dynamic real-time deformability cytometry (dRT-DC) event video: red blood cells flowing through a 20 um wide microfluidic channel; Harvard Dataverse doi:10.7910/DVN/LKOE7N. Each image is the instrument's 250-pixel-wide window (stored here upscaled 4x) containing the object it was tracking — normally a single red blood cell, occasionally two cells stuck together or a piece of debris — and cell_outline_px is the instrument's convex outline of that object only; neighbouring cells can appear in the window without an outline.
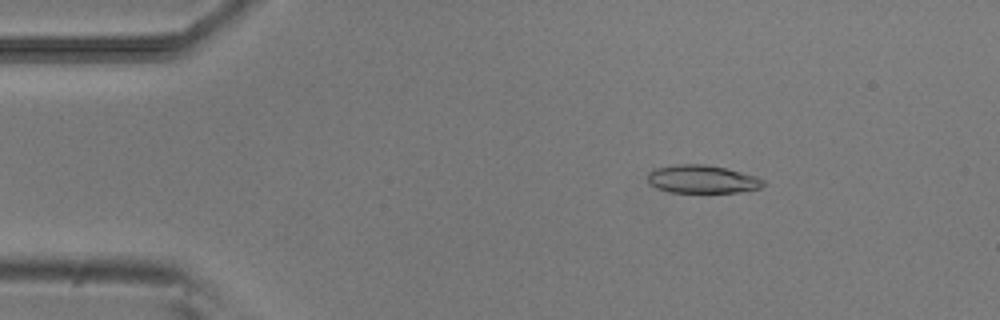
{"species": "common noctule bat (a hibernating species)", "species_latin": "Nyctalus noctula", "temperature_condition": "room temperature", "stored_images_in_passage": 52, "camera_frame_rate_fps": 3000, "um_per_image_px": 0.085, "animal": {"sex": "male", "body_mass_g": 20.5, "forearm_length_mm": 52.5}, "frame": {"image": 1, "passage_image": 8, "time_ms": 2.333, "image_size_px": [1000, 320], "cell_outline_px": [[764, 184], [760, 188], [740, 192], [668, 192], [656, 188], [648, 184], [648, 172], [656, 168], [676, 164], [704, 164], [724, 168], [756, 176], [764, 180]], "centroid_in_image_um": [59.65, 15.23], "position_along_channel_um": 25.4, "area_um2": 18.9}}
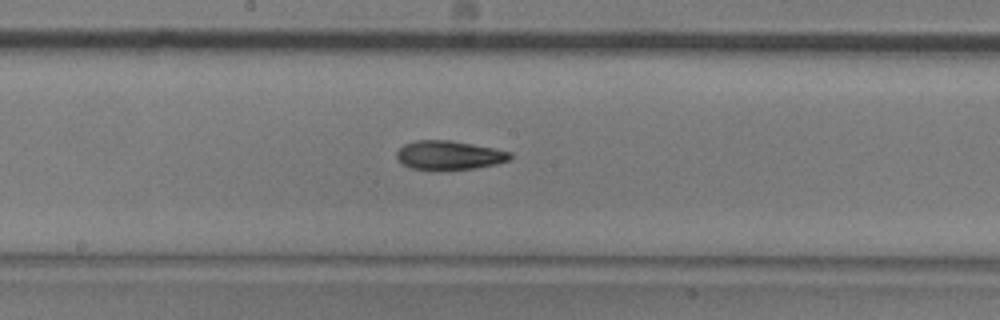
{"frame": {"image": 2, "passage_image": 27, "time_ms": 8.667, "image_size_px": [1000, 320], "cell_outline_px": [[512, 156], [508, 160], [496, 164], [472, 168], [440, 172], [412, 168], [400, 164], [396, 156], [396, 152], [404, 144], [416, 140], [452, 140], [496, 148], [512, 152]], "centroid_in_image_um": [38.15, 13.21], "position_along_channel_um": 210.1, "area_um2": 19.71}}
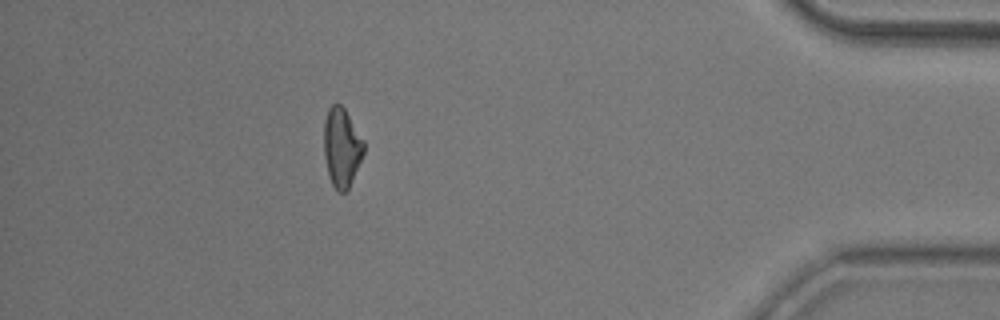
{"frame": {"image": 3, "passage_image": 46, "time_ms": 15.0, "image_size_px": [1000, 320], "cell_outline_px": [[364, 152], [352, 180], [348, 188], [344, 192], [340, 192], [332, 184], [328, 176], [324, 156], [324, 120], [328, 108], [332, 104], [340, 104], [344, 108], [364, 140]], "centroid_in_image_um": [29.03, 12.51], "position_along_channel_um": 406.2, "area_um2": 18.26}, "authors_computed_cell_mechanics": {"area_um2": 19.0162, "velocity_mm_per_s": 3.8871, "shape_relaxation_time_tau1_ms": 5.7197, "shape_relaxation_time_tau2_ms": 3.8928, "deformation_change_tau1": 0.1731, "deformation_change_tau2": 0.1165}}